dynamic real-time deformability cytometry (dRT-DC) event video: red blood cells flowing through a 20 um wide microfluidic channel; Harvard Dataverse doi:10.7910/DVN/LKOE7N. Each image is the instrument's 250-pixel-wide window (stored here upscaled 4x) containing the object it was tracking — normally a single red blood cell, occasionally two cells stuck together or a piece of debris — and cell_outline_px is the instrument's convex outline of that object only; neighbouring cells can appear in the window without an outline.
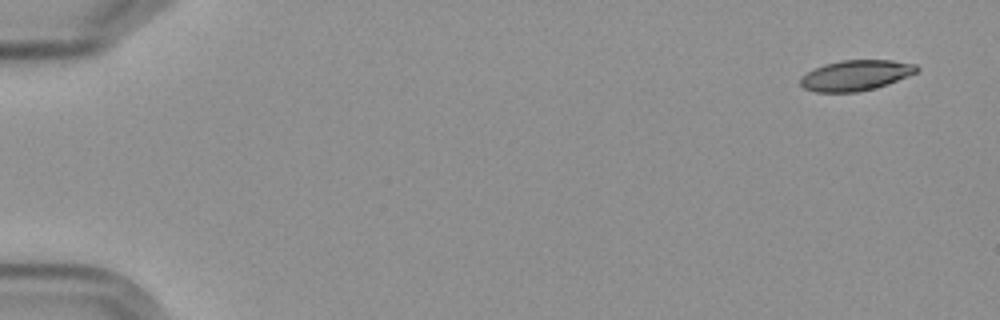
{"species": "Egyptian fruit bat (a non-hibernating species)", "species_latin": "Rousettus aegyptiacus", "temperature_condition": "cold", "stored_images_in_passage": 6, "camera_frame_rate_fps": 3000, "um_per_image_px": 0.085, "frame": {"image": 1, "passage_image": 1, "time_ms": 0.0, "image_size_px": [1000, 320], "cell_outline_px": [[920, 68], [916, 72], [888, 84], [856, 92], [816, 92], [804, 88], [800, 84], [800, 76], [824, 64], [840, 60], [892, 60], [916, 64]], "centroid_in_image_um": [72.72, 6.39], "position_along_channel_um": 12.3, "area_um2": 20.52}}
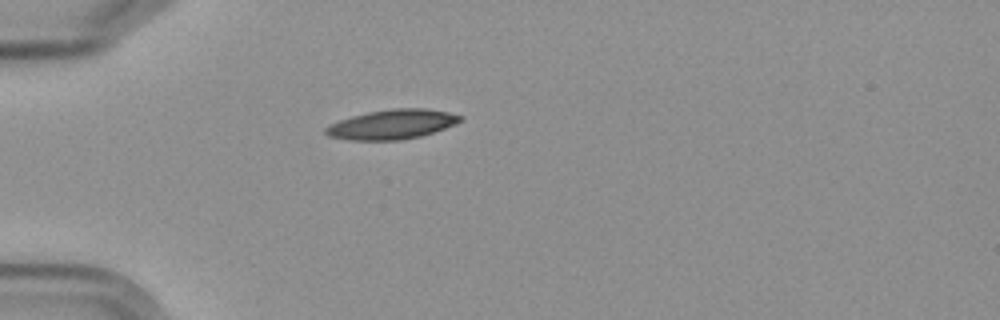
{"frame": {"image": 2, "passage_image": 5, "time_ms": 4.667, "image_size_px": [1000, 320], "cell_outline_px": [[464, 116], [460, 120], [444, 128], [420, 136], [400, 140], [348, 140], [328, 136], [324, 132], [324, 128], [328, 124], [352, 116], [368, 112], [392, 108], [428, 108], [448, 112]], "centroid_in_image_um": [33.27, 10.56], "position_along_channel_um": 51.7, "area_um2": 23.12}}